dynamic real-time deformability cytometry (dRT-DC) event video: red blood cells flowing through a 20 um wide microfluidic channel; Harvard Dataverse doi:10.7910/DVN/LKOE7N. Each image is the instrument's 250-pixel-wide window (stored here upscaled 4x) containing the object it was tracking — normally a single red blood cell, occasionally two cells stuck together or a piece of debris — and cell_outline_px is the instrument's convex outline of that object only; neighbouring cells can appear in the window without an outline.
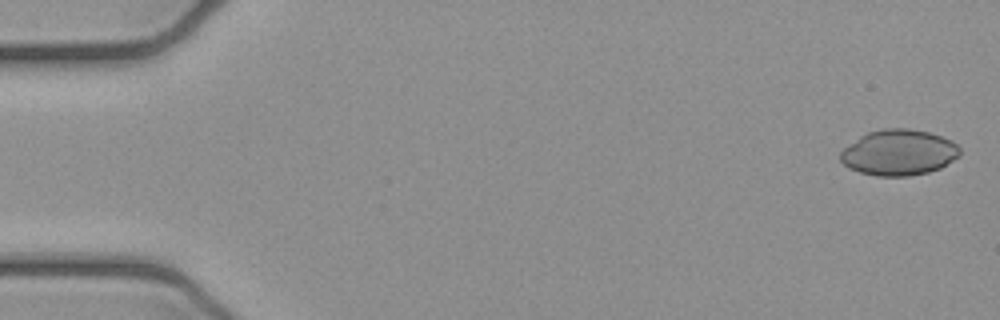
{"species": "common noctule bat (a hibernating species)", "species_latin": "Nyctalus noctula", "temperature_condition": "cold", "stored_images_in_passage": 6, "segment_of_instrument_passage": [1, 2], "camera_frame_rate_fps": 3000, "um_per_image_px": 0.085, "animal": {"sex": "female", "body_mass_g": 21.9}, "frame": {"image": 1, "passage_image": 1, "time_ms": 0.0, "image_size_px": [1000, 320], "cell_outline_px": [[960, 156], [940, 168], [928, 172], [908, 176], [876, 176], [860, 172], [848, 168], [840, 160], [840, 152], [844, 148], [860, 136], [868, 132], [884, 128], [908, 128], [928, 132], [952, 140], [960, 148]], "centroid_in_image_um": [76.4, 12.96], "position_along_channel_um": 8.6, "area_um2": 31.91}}